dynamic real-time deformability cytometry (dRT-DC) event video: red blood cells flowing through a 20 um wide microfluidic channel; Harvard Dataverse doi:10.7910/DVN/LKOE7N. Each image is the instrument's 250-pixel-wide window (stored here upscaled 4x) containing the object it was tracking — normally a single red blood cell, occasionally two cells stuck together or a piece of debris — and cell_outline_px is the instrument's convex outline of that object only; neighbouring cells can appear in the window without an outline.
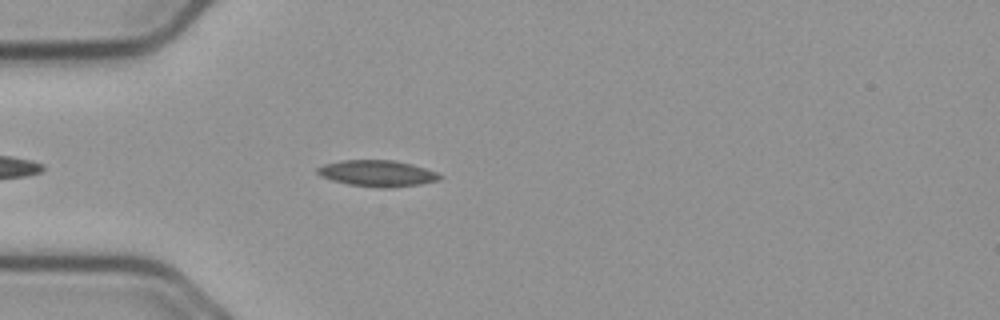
{"species": "common noctule bat (a hibernating species)", "species_latin": "Nyctalus noctula", "temperature_condition": "cold", "stored_images_in_passage": 11, "camera_frame_rate_fps": 3000, "um_per_image_px": 0.085, "animal": {"sex": "male", "body_mass_g": 23.1, "forearm_length_mm": 52.7}, "frame": {"image": 1, "passage_image": 7, "time_ms": 2.0, "image_size_px": [1000, 320], "cell_outline_px": [[444, 176], [440, 180], [420, 184], [392, 188], [380, 188], [348, 184], [332, 180], [320, 176], [316, 172], [316, 168], [324, 164], [340, 160], [392, 160], [412, 164], [436, 172]], "centroid_in_image_um": [32.07, 14.74], "position_along_channel_um": 52.9, "area_um2": 18.84}}
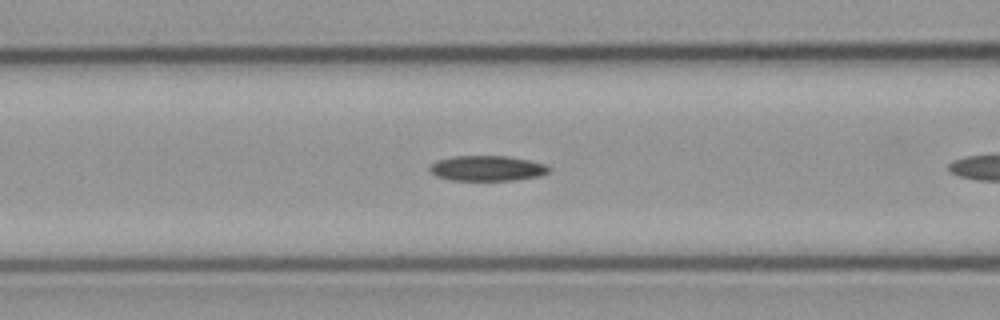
{"frame": {"image": 2, "passage_image": 10, "time_ms": 3.0, "image_size_px": [1000, 320], "cell_outline_px": [[552, 168], [548, 172], [540, 176], [516, 180], [452, 180], [436, 176], [428, 172], [428, 168], [436, 160], [452, 156], [508, 156], [548, 164]], "centroid_in_image_um": [41.41, 14.3], "position_along_channel_um": 125.2, "area_um2": 17.8}}